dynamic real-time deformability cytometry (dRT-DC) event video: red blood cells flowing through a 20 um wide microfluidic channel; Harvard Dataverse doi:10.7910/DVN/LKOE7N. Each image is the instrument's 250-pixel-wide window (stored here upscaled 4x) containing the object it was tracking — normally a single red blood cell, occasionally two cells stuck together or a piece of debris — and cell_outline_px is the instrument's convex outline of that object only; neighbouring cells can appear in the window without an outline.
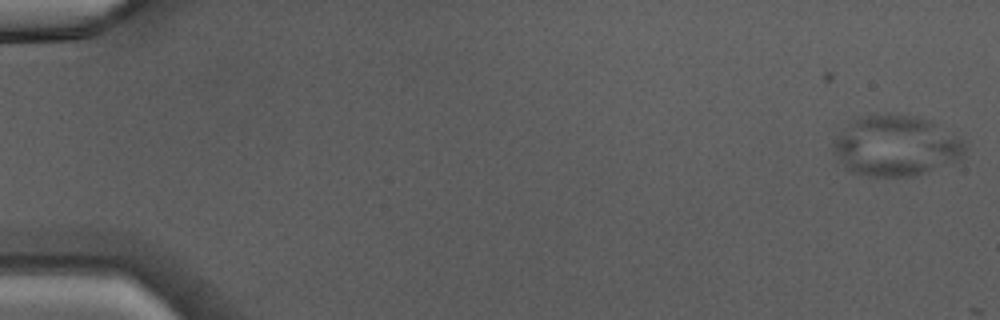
{"species": "Egyptian fruit bat (a non-hibernating species)", "species_latin": "Rousettus aegyptiacus", "temperature_condition": "warm", "stored_images_in_passage": 15, "camera_frame_rate_fps": 3000, "um_per_image_px": 0.085, "animal": {"sex": "male"}, "frame": {"image": 1, "passage_image": 1, "time_ms": 0.0, "image_size_px": [1000, 320], "cell_outline_px": [[964, 156], [916, 176], [868, 176], [856, 172], [848, 168], [840, 160], [832, 148], [832, 144], [836, 136], [848, 124], [860, 116], [888, 112], [916, 116], [932, 120], [960, 140], [964, 144]], "centroid_in_image_um": [76.12, 12.35], "position_along_channel_um": 8.9, "area_um2": 46.01}}